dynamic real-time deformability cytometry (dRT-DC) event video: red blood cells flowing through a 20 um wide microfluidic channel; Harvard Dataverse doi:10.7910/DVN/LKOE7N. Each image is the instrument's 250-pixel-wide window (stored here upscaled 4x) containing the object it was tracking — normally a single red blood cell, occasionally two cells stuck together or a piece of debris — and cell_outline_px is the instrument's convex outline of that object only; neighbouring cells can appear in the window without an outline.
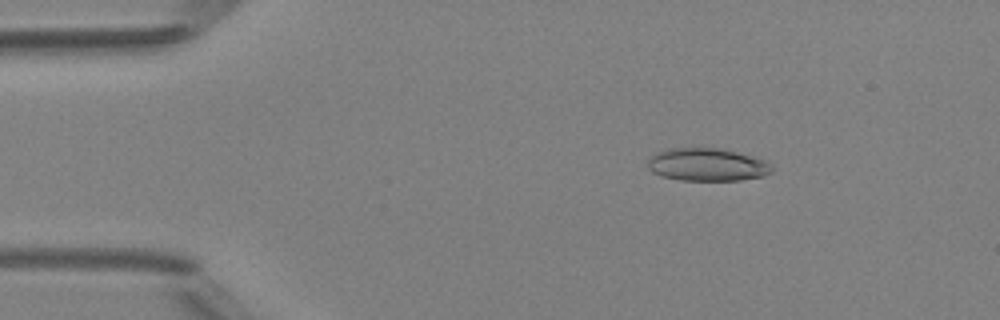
{"species": "Egyptian fruit bat (a non-hibernating species)", "species_latin": "Rousettus aegyptiacus", "temperature_condition": "room temperature", "stored_images_in_passage": 49, "camera_frame_rate_fps": 3000, "um_per_image_px": 0.085, "animal": {"sex": "female"}, "frame": {"image": 1, "passage_image": 8, "time_ms": 2.333, "image_size_px": [1000, 320], "cell_outline_px": [[772, 172], [764, 176], [740, 180], [680, 180], [660, 176], [652, 172], [648, 168], [648, 160], [656, 152], [668, 148], [716, 148], [736, 152], [764, 160], [772, 164]], "centroid_in_image_um": [60.09, 14.0], "position_along_channel_um": 24.9, "area_um2": 23.7}}
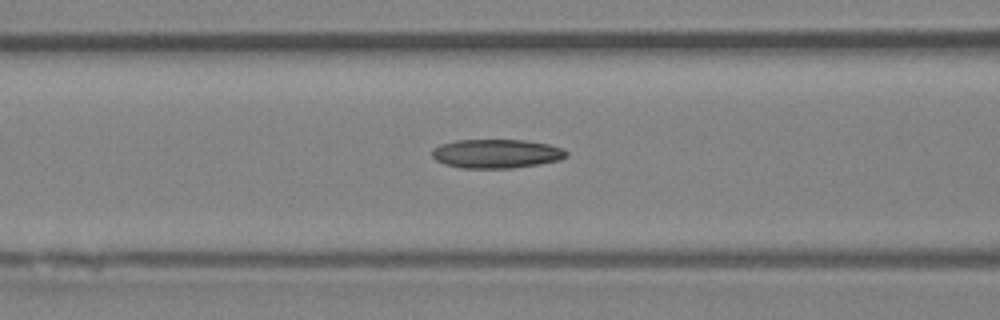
{"frame": {"image": 2, "passage_image": 20, "time_ms": 6.333, "image_size_px": [1000, 320], "cell_outline_px": [[568, 156], [560, 160], [540, 164], [512, 168], [460, 168], [444, 164], [436, 160], [432, 156], [432, 148], [440, 144], [456, 140], [524, 140], [548, 144], [560, 148], [568, 152]], "centroid_in_image_um": [42.18, 13.06], "position_along_channel_um": 124.4, "area_um2": 22.77}}
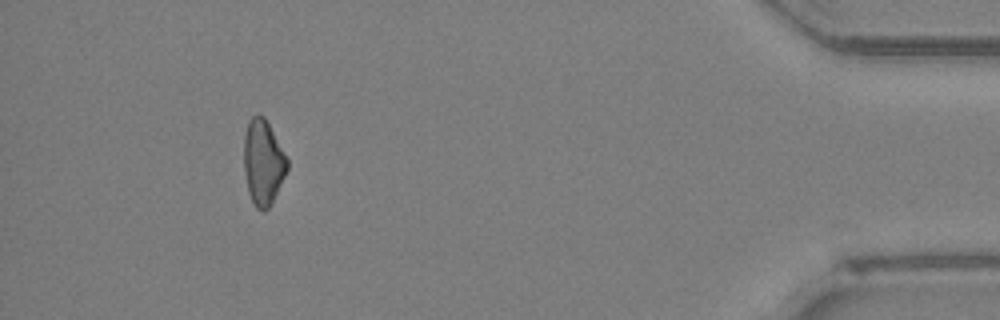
{"frame": {"image": 3, "passage_image": 45, "time_ms": 14.667, "image_size_px": [1000, 320], "cell_outline_px": [[288, 168], [268, 208], [264, 212], [256, 208], [248, 192], [244, 172], [244, 132], [248, 120], [252, 116], [264, 116], [288, 160]], "centroid_in_image_um": [22.33, 13.79], "position_along_channel_um": 412.9, "area_um2": 21.15}}